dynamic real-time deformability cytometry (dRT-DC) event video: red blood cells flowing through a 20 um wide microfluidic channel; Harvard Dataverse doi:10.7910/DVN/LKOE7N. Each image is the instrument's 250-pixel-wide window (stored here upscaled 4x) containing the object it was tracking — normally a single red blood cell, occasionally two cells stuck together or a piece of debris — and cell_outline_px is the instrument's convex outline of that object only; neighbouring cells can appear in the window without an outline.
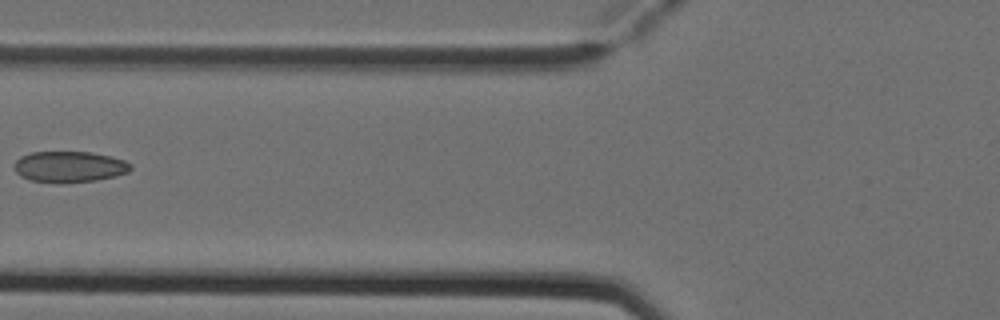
{"species": "Egyptian fruit bat (a non-hibernating species)", "species_latin": "Rousettus aegyptiacus", "temperature_condition": "cold", "stored_images_in_passage": 5, "camera_frame_rate_fps": 3000, "um_per_image_px": 0.085, "animal": {"sex": "female"}, "frame": {"image": 1, "passage_image": 4, "time_ms": 1.0, "image_size_px": [1000, 320], "cell_outline_px": [[132, 168], [128, 172], [116, 176], [96, 180], [56, 184], [32, 180], [20, 176], [16, 172], [16, 160], [20, 156], [32, 152], [92, 152], [124, 160], [132, 164]], "centroid_in_image_um": [5.91, 14.18], "position_along_channel_um": 119.9, "area_um2": 21.1}}
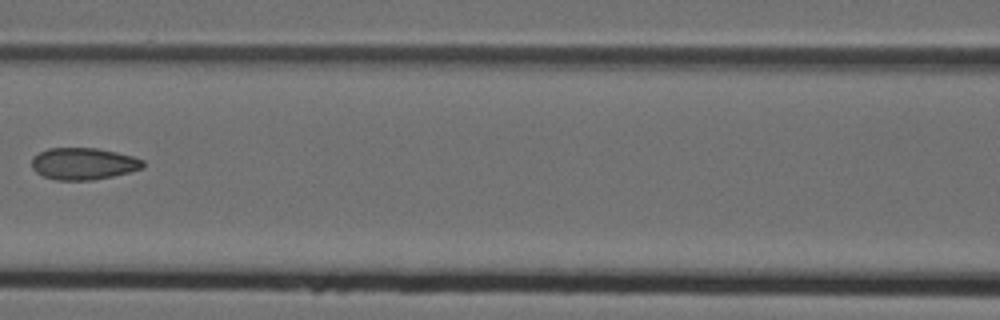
{"frame": {"image": 2, "passage_image": 5, "time_ms": 1.333, "image_size_px": [1000, 320], "cell_outline_px": [[144, 168], [112, 176], [92, 180], [56, 180], [44, 176], [36, 172], [32, 168], [32, 156], [48, 148], [96, 148], [116, 152], [132, 156], [144, 160]], "centroid_in_image_um": [7.08, 13.91], "position_along_channel_um": 159.5, "area_um2": 20.63}}